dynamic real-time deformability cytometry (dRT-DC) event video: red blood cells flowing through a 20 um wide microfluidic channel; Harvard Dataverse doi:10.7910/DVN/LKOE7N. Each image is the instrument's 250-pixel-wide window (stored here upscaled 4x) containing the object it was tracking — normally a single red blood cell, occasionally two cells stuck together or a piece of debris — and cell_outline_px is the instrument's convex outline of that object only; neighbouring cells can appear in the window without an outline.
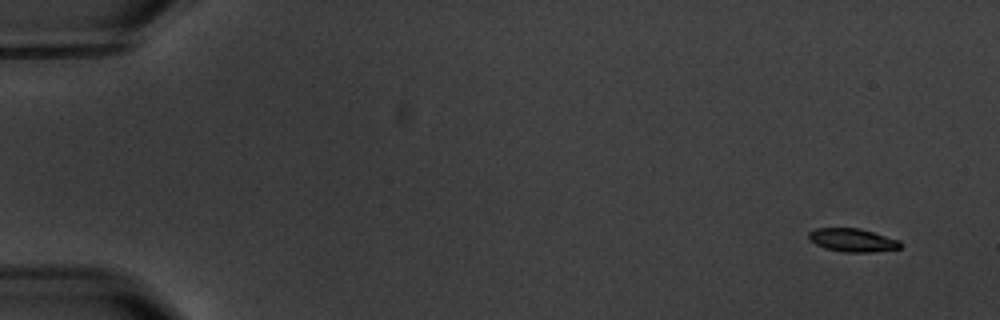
{"species": "common noctule bat (a hibernating species)", "species_latin": "Nyctalus noctula", "temperature_condition": "warm", "stored_images_in_passage": 14, "camera_frame_rate_fps": 3000, "um_per_image_px": 0.085, "animal": {"sex": "male", "body_mass_g": 20.1, "forearm_length_mm": 53.5}, "frame": {"image": 1, "passage_image": 1, "time_ms": 0.0, "image_size_px": [1000, 320], "cell_outline_px": [[900, 248], [872, 252], [844, 252], [824, 248], [808, 240], [808, 232], [816, 228], [860, 228], [900, 240]], "centroid_in_image_um": [72.43, 20.4], "position_along_channel_um": 12.6, "area_um2": 12.48}}
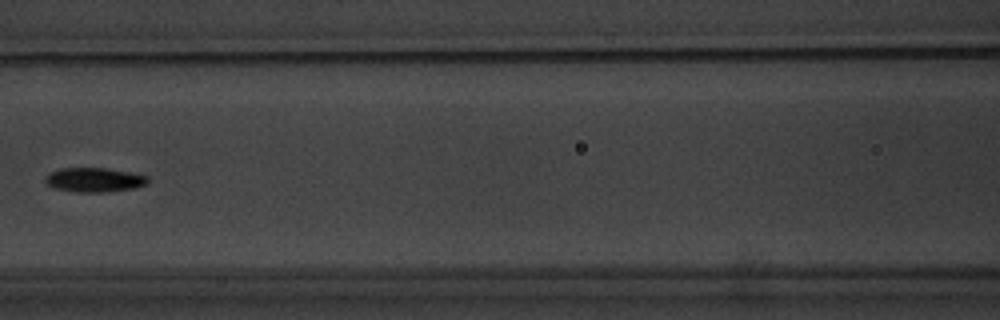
{"frame": {"image": 2, "passage_image": 7, "time_ms": 8.0, "image_size_px": [1000, 320], "cell_outline_px": [[148, 180], [144, 184], [132, 188], [108, 192], [76, 192], [56, 188], [48, 184], [44, 180], [44, 176], [60, 168], [104, 168], [128, 172], [148, 176]], "centroid_in_image_um": [7.98, 15.28], "position_along_channel_um": 158.6, "area_um2": 14.28}}
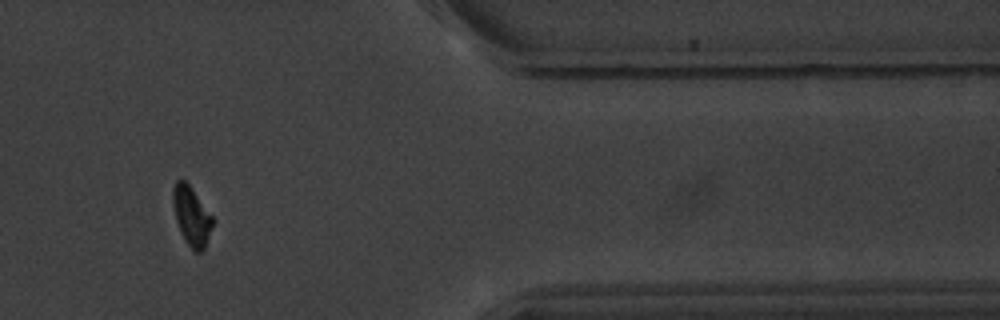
{"frame": {"image": 3, "passage_image": 13, "time_ms": 15.333, "image_size_px": [1000, 320], "cell_outline_px": [[216, 220], [204, 248], [200, 252], [196, 252], [188, 244], [176, 220], [172, 204], [172, 192], [176, 180], [184, 180], [192, 188]], "centroid_in_image_um": [16.31, 18.33], "position_along_channel_um": 395.1, "area_um2": 13.58}, "authors_computed_cell_mechanics": {"area_um2": 13.6697, "velocity_mm_per_s": 3.5391, "shape_relaxation_time_tau1_ms": 2.2442, "shape_relaxation_time_tau2_ms": null, "deformation_change_tau1": 0.0924, "deformation_change_tau2": null}}